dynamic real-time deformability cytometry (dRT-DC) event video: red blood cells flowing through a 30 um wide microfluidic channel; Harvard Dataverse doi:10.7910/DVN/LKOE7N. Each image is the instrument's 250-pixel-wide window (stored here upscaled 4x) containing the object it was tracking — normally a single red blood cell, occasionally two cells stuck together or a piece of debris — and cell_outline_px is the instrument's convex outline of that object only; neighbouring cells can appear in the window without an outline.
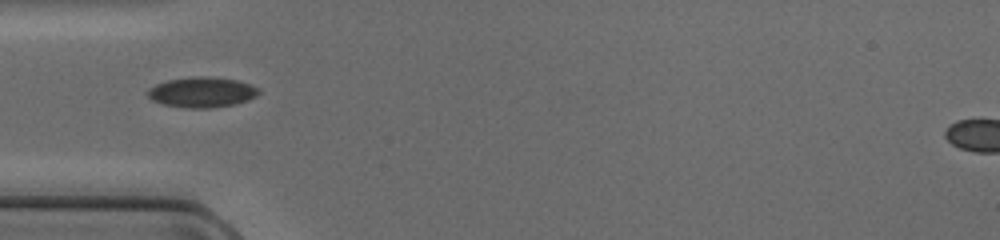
{"species": "common noctule bat (a hibernating species)", "species_latin": "Nyctalus noctula", "temperature_condition": "cold", "stored_images_in_passage": 33, "camera_frame_rate_fps": 3000, "um_per_image_px": 0.085, "animal": {"sex": "female", "body_mass_g": 17.0, "forearm_length_mm": 48.0}, "frame": {"image": 1, "passage_image": 1, "time_ms": 0.0, "image_size_px": [1000, 240], "cell_outline_px": [[260, 92], [256, 96], [248, 100], [236, 104], [212, 108], [188, 108], [164, 104], [152, 100], [148, 96], [148, 88], [156, 84], [168, 80], [200, 76], [236, 80], [260, 88]], "centroid_in_image_um": [17.18, 7.85], "position_along_channel_um": 67.8, "area_um2": 19.42}}
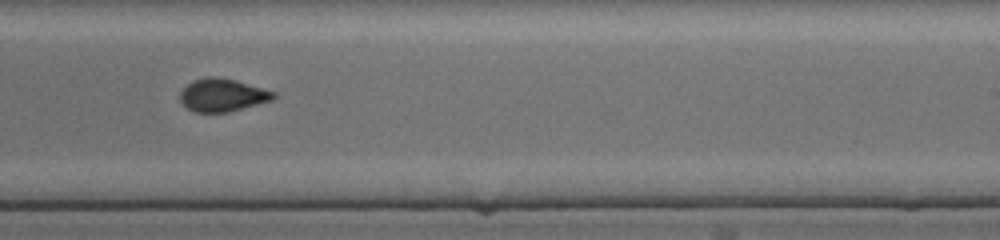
{"frame": {"image": 2, "passage_image": 15, "time_ms": 4.667, "image_size_px": [1000, 240], "cell_outline_px": [[276, 96], [272, 100], [228, 112], [196, 112], [188, 108], [180, 100], [180, 92], [192, 80], [208, 76], [216, 76], [236, 80], [276, 92]], "centroid_in_image_um": [18.91, 8.07], "position_along_channel_um": 270.1, "area_um2": 17.8}}
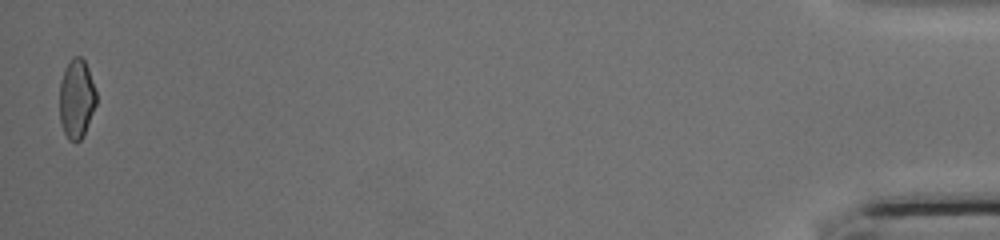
{"frame": {"image": 3, "passage_image": 33, "time_ms": 10.667, "image_size_px": [1000, 240], "cell_outline_px": [[96, 104], [84, 136], [80, 140], [68, 140], [64, 132], [60, 120], [60, 80], [64, 68], [68, 60], [72, 56], [80, 56], [84, 60], [88, 68], [96, 92]], "centroid_in_image_um": [6.5, 8.36], "position_along_channel_um": 428.7, "area_um2": 17.05}}